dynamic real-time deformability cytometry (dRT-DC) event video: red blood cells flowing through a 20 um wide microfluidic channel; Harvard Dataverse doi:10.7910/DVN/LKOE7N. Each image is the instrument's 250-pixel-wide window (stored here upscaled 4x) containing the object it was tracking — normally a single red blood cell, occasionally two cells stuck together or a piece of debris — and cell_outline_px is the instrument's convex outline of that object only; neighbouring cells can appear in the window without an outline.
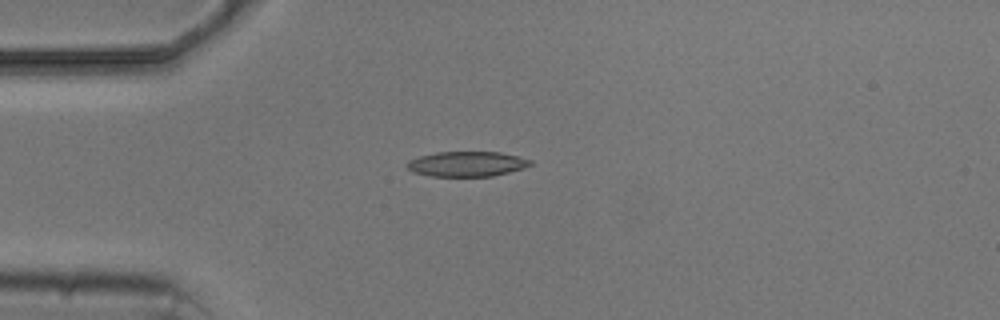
{"species": "common noctule bat (a hibernating species)", "species_latin": "Nyctalus noctula", "temperature_condition": "cold", "stored_images_in_passage": 5, "camera_frame_rate_fps": 3000, "um_per_image_px": 0.085, "animal": {"sex": "male", "body_mass_g": 20.5, "forearm_length_mm": 52.5}, "frame": {"image": 1, "passage_image": 5, "time_ms": 4.667, "image_size_px": [1000, 320], "cell_outline_px": [[532, 164], [524, 168], [492, 176], [428, 176], [412, 172], [408, 168], [408, 160], [420, 156], [436, 152], [500, 152], [532, 160]], "centroid_in_image_um": [39.67, 13.94], "position_along_channel_um": 45.3, "area_um2": 17.92}}